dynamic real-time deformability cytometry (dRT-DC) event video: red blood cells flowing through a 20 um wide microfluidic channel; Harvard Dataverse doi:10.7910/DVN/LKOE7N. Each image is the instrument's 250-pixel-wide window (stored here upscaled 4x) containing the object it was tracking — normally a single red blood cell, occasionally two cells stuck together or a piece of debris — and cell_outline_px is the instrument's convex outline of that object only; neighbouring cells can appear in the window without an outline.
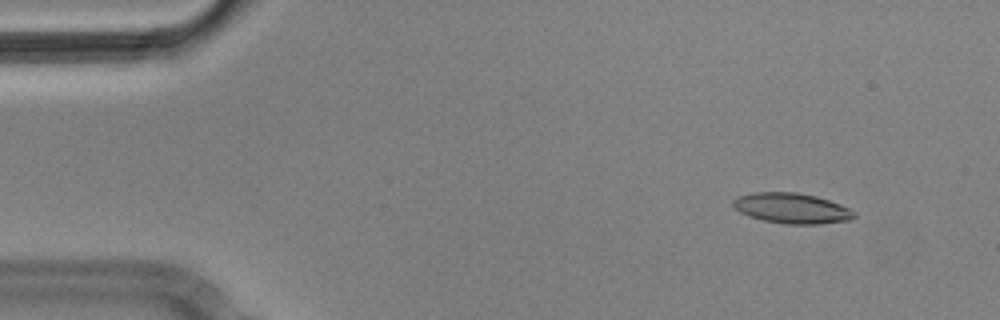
{"species": "Egyptian fruit bat (a non-hibernating species)", "species_latin": "Rousettus aegyptiacus", "temperature_condition": "cold", "stored_images_in_passage": 5, "camera_frame_rate_fps": 3000, "um_per_image_px": 0.085, "animal": {"sex": "male"}, "frame": {"image": 1, "passage_image": 2, "time_ms": 0.333, "image_size_px": [1000, 320], "cell_outline_px": [[856, 216], [848, 220], [820, 224], [788, 224], [764, 220], [748, 216], [740, 212], [732, 204], [732, 200], [740, 196], [752, 192], [796, 192], [816, 196], [840, 204], [856, 212]], "centroid_in_image_um": [67.3, 17.7], "position_along_channel_um": 17.7, "area_um2": 21.33}}
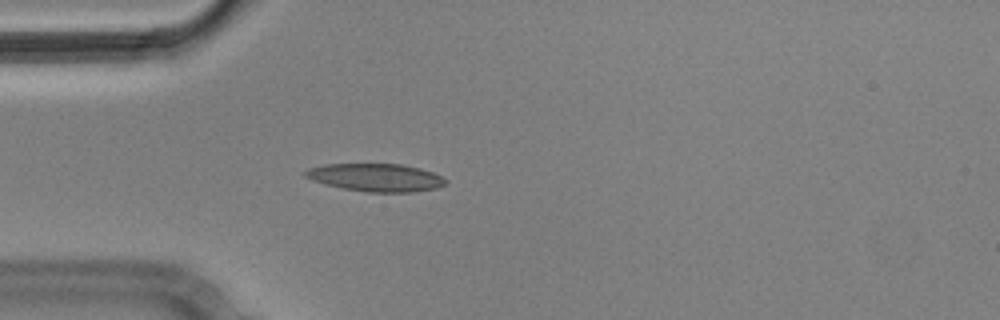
{"frame": {"image": 2, "passage_image": 5, "time_ms": 1.333, "image_size_px": [1000, 320], "cell_outline_px": [[448, 180], [444, 184], [436, 188], [412, 192], [368, 192], [344, 188], [324, 184], [312, 180], [304, 176], [304, 172], [308, 168], [324, 164], [400, 164], [420, 168], [432, 172]], "centroid_in_image_um": [31.92, 15.08], "position_along_channel_um": 53.1, "area_um2": 22.66}}